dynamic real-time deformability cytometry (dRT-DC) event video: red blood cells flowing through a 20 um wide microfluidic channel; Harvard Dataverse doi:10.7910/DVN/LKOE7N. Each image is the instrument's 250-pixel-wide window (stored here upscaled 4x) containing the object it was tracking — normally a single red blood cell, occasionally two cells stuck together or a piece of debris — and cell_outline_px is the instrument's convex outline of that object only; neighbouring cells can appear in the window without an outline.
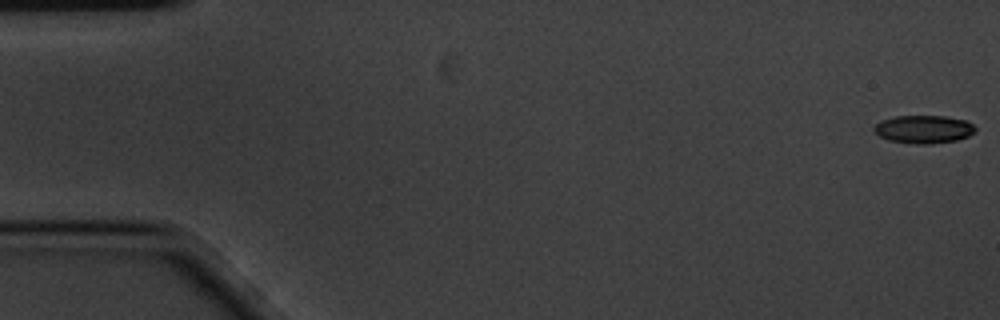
{"species": "common noctule bat (a hibernating species)", "species_latin": "Nyctalus noctula", "temperature_condition": "cold", "stored_images_in_passage": 6, "camera_frame_rate_fps": 3000, "um_per_image_px": 0.085, "animal": {"sex": "male", "body_mass_g": 20.1, "forearm_length_mm": 53.5}, "frame": {"image": 1, "passage_image": 1, "time_ms": 0.0, "image_size_px": [1000, 320], "cell_outline_px": [[976, 132], [968, 136], [956, 140], [928, 144], [916, 144], [888, 140], [880, 136], [872, 128], [880, 120], [896, 116], [944, 116], [964, 120], [972, 124], [976, 128]], "centroid_in_image_um": [78.5, 10.98], "position_along_channel_um": 6.5, "area_um2": 16.47}}
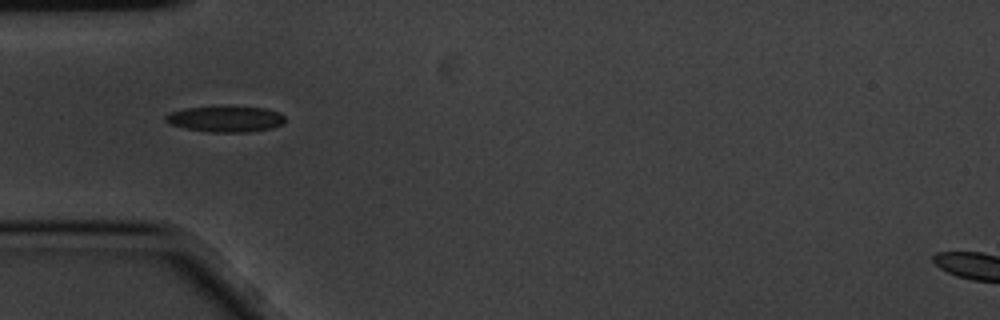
{"frame": {"image": 2, "passage_image": 5, "time_ms": 1.333, "image_size_px": [1000, 320], "cell_outline_px": [[284, 124], [272, 128], [248, 132], [208, 132], [184, 128], [168, 124], [164, 120], [164, 116], [172, 112], [188, 108], [264, 108], [280, 112], [284, 116]], "centroid_in_image_um": [19.18, 10.15], "position_along_channel_um": 65.8, "area_um2": 17.63}}
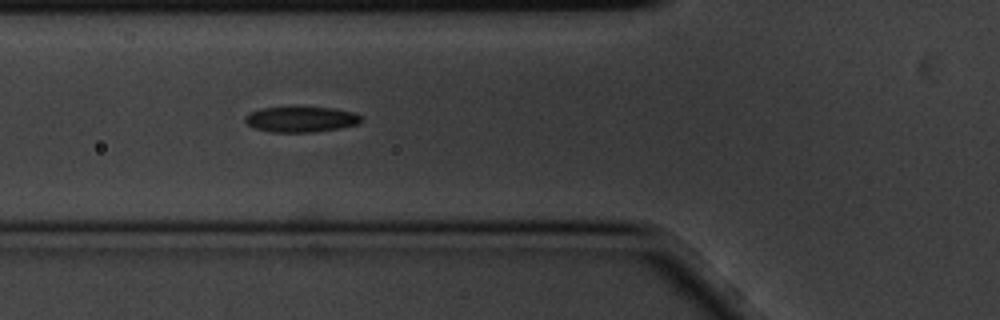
{"frame": {"image": 3, "passage_image": 6, "time_ms": 1.667, "image_size_px": [1000, 320], "cell_outline_px": [[364, 120], [360, 124], [340, 128], [312, 132], [272, 132], [252, 128], [244, 120], [244, 116], [248, 112], [260, 108], [332, 108], [356, 112]], "centroid_in_image_um": [25.59, 10.15], "position_along_channel_um": 100.2, "area_um2": 17.34}}